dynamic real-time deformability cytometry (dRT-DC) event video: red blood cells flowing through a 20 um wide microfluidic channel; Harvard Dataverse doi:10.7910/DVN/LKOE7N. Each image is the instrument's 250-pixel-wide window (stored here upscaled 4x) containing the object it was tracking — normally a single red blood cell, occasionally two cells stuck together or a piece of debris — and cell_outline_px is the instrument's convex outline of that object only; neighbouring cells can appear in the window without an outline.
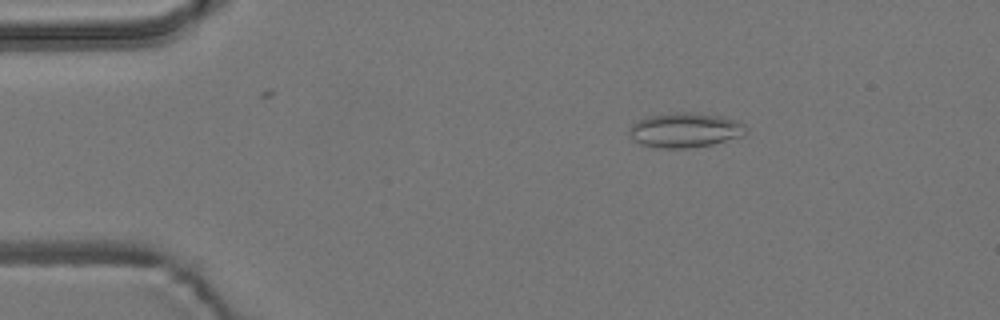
{"species": "common noctule bat (a hibernating species)", "species_latin": "Nyctalus noctula", "temperature_condition": "room temperature", "stored_images_in_passage": 7, "camera_frame_rate_fps": 3000, "um_per_image_px": 0.085, "animal": {"sex": "male", "body_mass_g": 19.2, "forearm_length_mm": 51.8}, "frame": {"image": 1, "passage_image": 3, "time_ms": 2.333, "image_size_px": [1000, 320], "cell_outline_px": [[748, 132], [744, 136], [712, 144], [688, 148], [664, 148], [640, 144], [628, 132], [628, 128], [632, 124], [648, 116], [672, 112], [692, 112], [720, 116], [736, 120], [744, 124], [748, 128]], "centroid_in_image_um": [58.27, 11.05], "position_along_channel_um": 26.7, "area_um2": 23.64}}
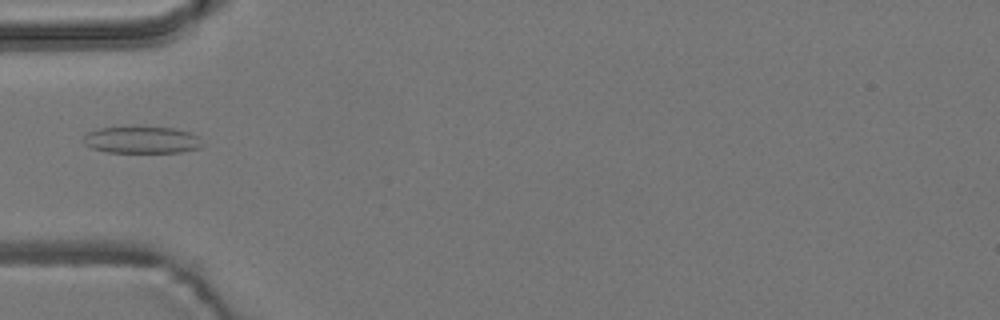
{"frame": {"image": 2, "passage_image": 5, "time_ms": 5.333, "image_size_px": [1000, 320], "cell_outline_px": [[204, 144], [200, 148], [180, 152], [108, 152], [92, 148], [84, 144], [84, 136], [88, 132], [100, 128], [132, 124], [172, 128], [188, 132], [200, 136]], "centroid_in_image_um": [12.06, 11.85], "position_along_channel_um": 72.9, "area_um2": 19.36}}
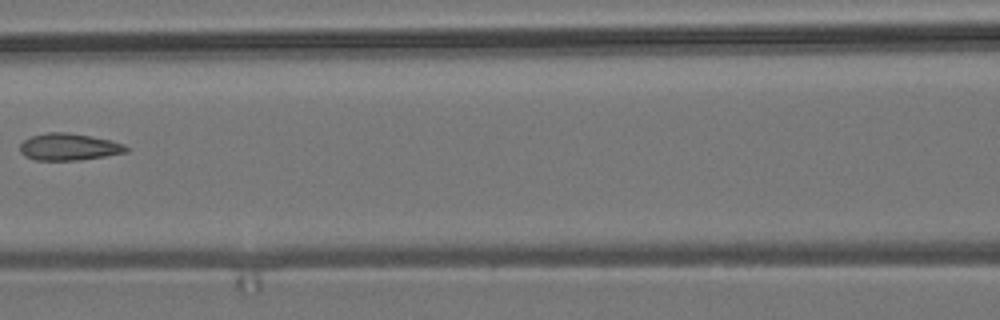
{"frame": {"image": 3, "passage_image": 7, "time_ms": 7.667, "image_size_px": [1000, 320], "cell_outline_px": [[128, 152], [80, 160], [36, 160], [24, 156], [20, 152], [20, 144], [24, 140], [32, 136], [48, 132], [68, 132], [108, 140], [124, 144], [128, 148]], "centroid_in_image_um": [5.83, 12.49], "position_along_channel_um": 160.8, "area_um2": 16.53}}